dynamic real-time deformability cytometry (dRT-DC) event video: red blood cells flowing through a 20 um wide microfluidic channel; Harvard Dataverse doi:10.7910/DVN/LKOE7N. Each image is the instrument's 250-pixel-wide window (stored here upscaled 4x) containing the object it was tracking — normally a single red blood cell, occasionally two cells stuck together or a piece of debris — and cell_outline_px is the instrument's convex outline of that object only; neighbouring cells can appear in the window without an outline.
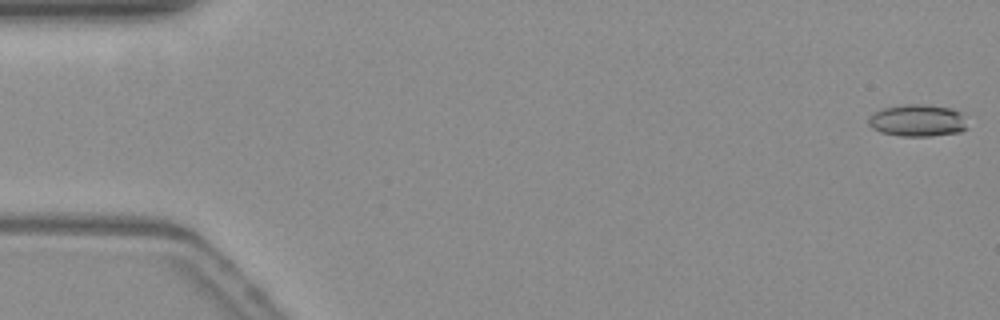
{"species": "common noctule bat (a hibernating species)", "species_latin": "Nyctalus noctula", "temperature_condition": "warm", "stored_images_in_passage": 53, "camera_frame_rate_fps": 3000, "um_per_image_px": 0.085, "animal": {"sex": "female", "body_mass_g": 19.3, "forearm_length_mm": 54.1}, "frame": {"image": 1, "passage_image": 1, "time_ms": 0.0, "image_size_px": [1000, 320], "cell_outline_px": [[968, 128], [960, 132], [928, 136], [900, 136], [880, 132], [872, 128], [868, 124], [868, 120], [876, 112], [884, 108], [904, 104], [924, 104], [952, 108], [960, 112]], "centroid_in_image_um": [78.0, 10.24], "position_along_channel_um": 7.0, "area_um2": 18.38}}
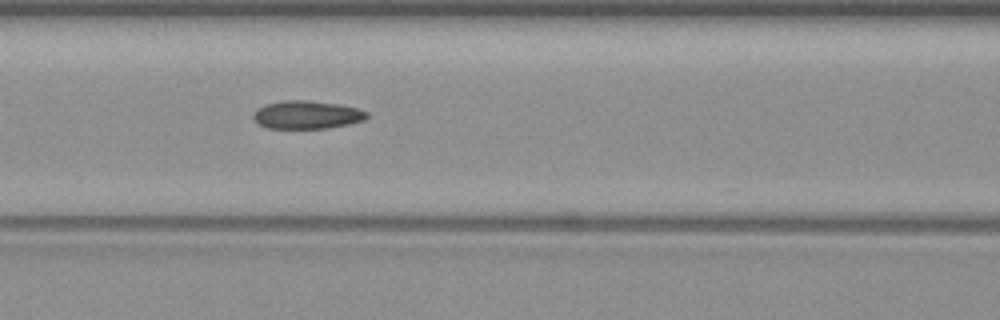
{"frame": {"image": 2, "passage_image": 23, "time_ms": 7.333, "image_size_px": [1000, 320], "cell_outline_px": [[368, 116], [364, 120], [348, 124], [328, 128], [268, 128], [256, 124], [252, 116], [256, 108], [264, 104], [284, 100], [304, 100], [340, 104], [356, 108], [368, 112]], "centroid_in_image_um": [26.03, 9.75], "position_along_channel_um": 140.6, "area_um2": 18.73}}
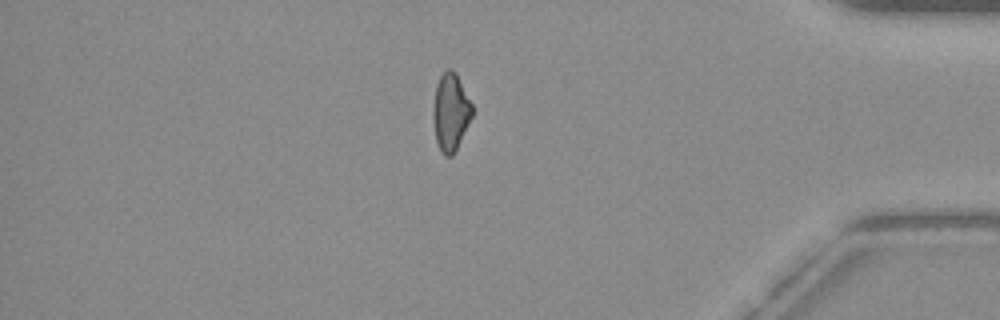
{"frame": {"image": 3, "passage_image": 46, "time_ms": 15.0, "image_size_px": [1000, 320], "cell_outline_px": [[472, 116], [452, 156], [444, 156], [440, 152], [436, 140], [432, 116], [432, 108], [436, 84], [444, 68], [452, 68], [456, 72], [472, 104]], "centroid_in_image_um": [38.27, 9.48], "position_along_channel_um": 396.9, "area_um2": 17.74}, "authors_computed_cell_mechanics": {"area_um2": 18.2648, "velocity_mm_per_s": 3.8199, "shape_relaxation_time_tau1_ms": null, "shape_relaxation_time_tau2_ms": 3.4758, "deformation_change_tau1": null, "deformation_change_tau2": 0.1223}}